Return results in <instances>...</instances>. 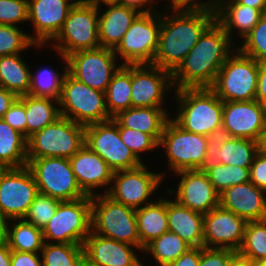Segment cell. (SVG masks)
Listing matches in <instances>:
<instances>
[{"label": "cell", "instance_id": "obj_1", "mask_svg": "<svg viewBox=\"0 0 266 266\" xmlns=\"http://www.w3.org/2000/svg\"><path fill=\"white\" fill-rule=\"evenodd\" d=\"M215 21V12L208 9L164 7L152 65L173 73Z\"/></svg>", "mask_w": 266, "mask_h": 266}, {"label": "cell", "instance_id": "obj_2", "mask_svg": "<svg viewBox=\"0 0 266 266\" xmlns=\"http://www.w3.org/2000/svg\"><path fill=\"white\" fill-rule=\"evenodd\" d=\"M236 48L215 21L172 73L174 89L211 88L219 70Z\"/></svg>", "mask_w": 266, "mask_h": 266}, {"label": "cell", "instance_id": "obj_3", "mask_svg": "<svg viewBox=\"0 0 266 266\" xmlns=\"http://www.w3.org/2000/svg\"><path fill=\"white\" fill-rule=\"evenodd\" d=\"M173 95L176 112L170 118L185 131L207 136L222 127L223 101L211 88L177 89Z\"/></svg>", "mask_w": 266, "mask_h": 266}, {"label": "cell", "instance_id": "obj_4", "mask_svg": "<svg viewBox=\"0 0 266 266\" xmlns=\"http://www.w3.org/2000/svg\"><path fill=\"white\" fill-rule=\"evenodd\" d=\"M91 231L141 249L136 210L115 201L106 193L91 196Z\"/></svg>", "mask_w": 266, "mask_h": 266}, {"label": "cell", "instance_id": "obj_5", "mask_svg": "<svg viewBox=\"0 0 266 266\" xmlns=\"http://www.w3.org/2000/svg\"><path fill=\"white\" fill-rule=\"evenodd\" d=\"M63 56L100 48L98 32V5L78 0L67 14V18L48 44Z\"/></svg>", "mask_w": 266, "mask_h": 266}, {"label": "cell", "instance_id": "obj_6", "mask_svg": "<svg viewBox=\"0 0 266 266\" xmlns=\"http://www.w3.org/2000/svg\"><path fill=\"white\" fill-rule=\"evenodd\" d=\"M84 142L85 126L61 116L27 139V158L69 159Z\"/></svg>", "mask_w": 266, "mask_h": 266}, {"label": "cell", "instance_id": "obj_7", "mask_svg": "<svg viewBox=\"0 0 266 266\" xmlns=\"http://www.w3.org/2000/svg\"><path fill=\"white\" fill-rule=\"evenodd\" d=\"M60 115L87 126L112 119L109 116L105 92L93 89L69 73L64 77L59 97Z\"/></svg>", "mask_w": 266, "mask_h": 266}, {"label": "cell", "instance_id": "obj_8", "mask_svg": "<svg viewBox=\"0 0 266 266\" xmlns=\"http://www.w3.org/2000/svg\"><path fill=\"white\" fill-rule=\"evenodd\" d=\"M259 62L237 48L218 72L211 89L223 101L255 100Z\"/></svg>", "mask_w": 266, "mask_h": 266}, {"label": "cell", "instance_id": "obj_9", "mask_svg": "<svg viewBox=\"0 0 266 266\" xmlns=\"http://www.w3.org/2000/svg\"><path fill=\"white\" fill-rule=\"evenodd\" d=\"M207 145L206 136L185 131L170 118L158 144L159 149H164L162 157H167L168 162L169 169L161 173L164 180L165 171L197 170L207 155Z\"/></svg>", "mask_w": 266, "mask_h": 266}, {"label": "cell", "instance_id": "obj_10", "mask_svg": "<svg viewBox=\"0 0 266 266\" xmlns=\"http://www.w3.org/2000/svg\"><path fill=\"white\" fill-rule=\"evenodd\" d=\"M161 12L139 14L113 50L122 65L153 64L159 41ZM119 56V57H118Z\"/></svg>", "mask_w": 266, "mask_h": 266}, {"label": "cell", "instance_id": "obj_11", "mask_svg": "<svg viewBox=\"0 0 266 266\" xmlns=\"http://www.w3.org/2000/svg\"><path fill=\"white\" fill-rule=\"evenodd\" d=\"M42 232L44 242L83 245L91 233V196L62 201Z\"/></svg>", "mask_w": 266, "mask_h": 266}, {"label": "cell", "instance_id": "obj_12", "mask_svg": "<svg viewBox=\"0 0 266 266\" xmlns=\"http://www.w3.org/2000/svg\"><path fill=\"white\" fill-rule=\"evenodd\" d=\"M27 160L39 193L60 201H74L87 196L76 181L69 159L44 157Z\"/></svg>", "mask_w": 266, "mask_h": 266}, {"label": "cell", "instance_id": "obj_13", "mask_svg": "<svg viewBox=\"0 0 266 266\" xmlns=\"http://www.w3.org/2000/svg\"><path fill=\"white\" fill-rule=\"evenodd\" d=\"M147 166L149 165L145 162L134 169L115 171L106 194L135 210L154 202L158 196L155 198L152 196L162 187L164 178L162 172L155 173L156 169L153 172Z\"/></svg>", "mask_w": 266, "mask_h": 266}, {"label": "cell", "instance_id": "obj_14", "mask_svg": "<svg viewBox=\"0 0 266 266\" xmlns=\"http://www.w3.org/2000/svg\"><path fill=\"white\" fill-rule=\"evenodd\" d=\"M84 144L101 156L114 172L134 169L144 163L123 143L113 118L85 126Z\"/></svg>", "mask_w": 266, "mask_h": 266}, {"label": "cell", "instance_id": "obj_15", "mask_svg": "<svg viewBox=\"0 0 266 266\" xmlns=\"http://www.w3.org/2000/svg\"><path fill=\"white\" fill-rule=\"evenodd\" d=\"M112 49L81 50L67 56L68 73L87 86L105 92L113 74L120 68Z\"/></svg>", "mask_w": 266, "mask_h": 266}, {"label": "cell", "instance_id": "obj_16", "mask_svg": "<svg viewBox=\"0 0 266 266\" xmlns=\"http://www.w3.org/2000/svg\"><path fill=\"white\" fill-rule=\"evenodd\" d=\"M30 169L0 168V211L8 219H22L38 194Z\"/></svg>", "mask_w": 266, "mask_h": 266}, {"label": "cell", "instance_id": "obj_17", "mask_svg": "<svg viewBox=\"0 0 266 266\" xmlns=\"http://www.w3.org/2000/svg\"><path fill=\"white\" fill-rule=\"evenodd\" d=\"M174 90L171 72L152 64L131 65L132 107H166L168 92L172 96Z\"/></svg>", "mask_w": 266, "mask_h": 266}, {"label": "cell", "instance_id": "obj_18", "mask_svg": "<svg viewBox=\"0 0 266 266\" xmlns=\"http://www.w3.org/2000/svg\"><path fill=\"white\" fill-rule=\"evenodd\" d=\"M176 179L180 180L174 186L167 188L166 192L180 205L202 214L209 213L219 206V193L209 181L206 173L197 170H181L175 172Z\"/></svg>", "mask_w": 266, "mask_h": 266}, {"label": "cell", "instance_id": "obj_19", "mask_svg": "<svg viewBox=\"0 0 266 266\" xmlns=\"http://www.w3.org/2000/svg\"><path fill=\"white\" fill-rule=\"evenodd\" d=\"M247 221L220 205L204 214L203 247L238 252Z\"/></svg>", "mask_w": 266, "mask_h": 266}, {"label": "cell", "instance_id": "obj_20", "mask_svg": "<svg viewBox=\"0 0 266 266\" xmlns=\"http://www.w3.org/2000/svg\"><path fill=\"white\" fill-rule=\"evenodd\" d=\"M78 0H28V23L33 25L31 40L48 46L62 28L67 14Z\"/></svg>", "mask_w": 266, "mask_h": 266}, {"label": "cell", "instance_id": "obj_21", "mask_svg": "<svg viewBox=\"0 0 266 266\" xmlns=\"http://www.w3.org/2000/svg\"><path fill=\"white\" fill-rule=\"evenodd\" d=\"M266 125V108L258 101L223 102L222 126L233 137L259 142Z\"/></svg>", "mask_w": 266, "mask_h": 266}, {"label": "cell", "instance_id": "obj_22", "mask_svg": "<svg viewBox=\"0 0 266 266\" xmlns=\"http://www.w3.org/2000/svg\"><path fill=\"white\" fill-rule=\"evenodd\" d=\"M69 162L79 187L86 195L100 194L97 190L101 187L103 194L108 192L114 171L101 156L84 144L69 158Z\"/></svg>", "mask_w": 266, "mask_h": 266}, {"label": "cell", "instance_id": "obj_23", "mask_svg": "<svg viewBox=\"0 0 266 266\" xmlns=\"http://www.w3.org/2000/svg\"><path fill=\"white\" fill-rule=\"evenodd\" d=\"M82 246L84 257L97 265L141 266L143 264L138 255L142 253L139 247L102 237L92 231Z\"/></svg>", "mask_w": 266, "mask_h": 266}, {"label": "cell", "instance_id": "obj_24", "mask_svg": "<svg viewBox=\"0 0 266 266\" xmlns=\"http://www.w3.org/2000/svg\"><path fill=\"white\" fill-rule=\"evenodd\" d=\"M219 205L247 222L266 219V191L251 181L225 189L219 194Z\"/></svg>", "mask_w": 266, "mask_h": 266}, {"label": "cell", "instance_id": "obj_25", "mask_svg": "<svg viewBox=\"0 0 266 266\" xmlns=\"http://www.w3.org/2000/svg\"><path fill=\"white\" fill-rule=\"evenodd\" d=\"M258 152L259 142L248 138L232 137L221 147L208 144L207 155L197 171L206 173L220 164L250 168Z\"/></svg>", "mask_w": 266, "mask_h": 266}, {"label": "cell", "instance_id": "obj_26", "mask_svg": "<svg viewBox=\"0 0 266 266\" xmlns=\"http://www.w3.org/2000/svg\"><path fill=\"white\" fill-rule=\"evenodd\" d=\"M139 14L136 10L118 5L115 2L99 4L98 32L100 47L114 50Z\"/></svg>", "mask_w": 266, "mask_h": 266}, {"label": "cell", "instance_id": "obj_27", "mask_svg": "<svg viewBox=\"0 0 266 266\" xmlns=\"http://www.w3.org/2000/svg\"><path fill=\"white\" fill-rule=\"evenodd\" d=\"M216 22L225 30L231 41L236 45L237 35L243 40L259 22L263 12L237 3L235 0H226L216 11ZM235 34V35H234ZM237 42H236V41Z\"/></svg>", "mask_w": 266, "mask_h": 266}, {"label": "cell", "instance_id": "obj_28", "mask_svg": "<svg viewBox=\"0 0 266 266\" xmlns=\"http://www.w3.org/2000/svg\"><path fill=\"white\" fill-rule=\"evenodd\" d=\"M167 107H131L121 111L113 120L119 128H129L150 134L158 143L170 119Z\"/></svg>", "mask_w": 266, "mask_h": 266}, {"label": "cell", "instance_id": "obj_29", "mask_svg": "<svg viewBox=\"0 0 266 266\" xmlns=\"http://www.w3.org/2000/svg\"><path fill=\"white\" fill-rule=\"evenodd\" d=\"M167 219L170 232L176 233L191 247H203L204 214L167 197Z\"/></svg>", "mask_w": 266, "mask_h": 266}, {"label": "cell", "instance_id": "obj_30", "mask_svg": "<svg viewBox=\"0 0 266 266\" xmlns=\"http://www.w3.org/2000/svg\"><path fill=\"white\" fill-rule=\"evenodd\" d=\"M167 193L159 196L154 202L136 209L137 230L141 243V251L154 239L168 229Z\"/></svg>", "mask_w": 266, "mask_h": 266}, {"label": "cell", "instance_id": "obj_31", "mask_svg": "<svg viewBox=\"0 0 266 266\" xmlns=\"http://www.w3.org/2000/svg\"><path fill=\"white\" fill-rule=\"evenodd\" d=\"M22 54L0 57V87L12 92L17 97L27 95L30 88V65Z\"/></svg>", "mask_w": 266, "mask_h": 266}, {"label": "cell", "instance_id": "obj_32", "mask_svg": "<svg viewBox=\"0 0 266 266\" xmlns=\"http://www.w3.org/2000/svg\"><path fill=\"white\" fill-rule=\"evenodd\" d=\"M27 164V139L1 118L0 168H21Z\"/></svg>", "mask_w": 266, "mask_h": 266}, {"label": "cell", "instance_id": "obj_33", "mask_svg": "<svg viewBox=\"0 0 266 266\" xmlns=\"http://www.w3.org/2000/svg\"><path fill=\"white\" fill-rule=\"evenodd\" d=\"M27 139L35 132L54 123L60 115L59 101L50 97L24 95Z\"/></svg>", "mask_w": 266, "mask_h": 266}, {"label": "cell", "instance_id": "obj_34", "mask_svg": "<svg viewBox=\"0 0 266 266\" xmlns=\"http://www.w3.org/2000/svg\"><path fill=\"white\" fill-rule=\"evenodd\" d=\"M6 244L12 251L40 253L44 244L42 229L23 218L10 219L7 225Z\"/></svg>", "mask_w": 266, "mask_h": 266}, {"label": "cell", "instance_id": "obj_35", "mask_svg": "<svg viewBox=\"0 0 266 266\" xmlns=\"http://www.w3.org/2000/svg\"><path fill=\"white\" fill-rule=\"evenodd\" d=\"M58 58L62 59L63 67L60 66L62 72H59L58 69L55 70L54 67H44L31 70L30 75V88L28 95L34 97H50L59 100L61 95V88L65 75L68 73V64L67 57L63 56L57 52Z\"/></svg>", "mask_w": 266, "mask_h": 266}, {"label": "cell", "instance_id": "obj_36", "mask_svg": "<svg viewBox=\"0 0 266 266\" xmlns=\"http://www.w3.org/2000/svg\"><path fill=\"white\" fill-rule=\"evenodd\" d=\"M105 100L111 118L132 107L131 65H121L113 74L105 91Z\"/></svg>", "mask_w": 266, "mask_h": 266}, {"label": "cell", "instance_id": "obj_37", "mask_svg": "<svg viewBox=\"0 0 266 266\" xmlns=\"http://www.w3.org/2000/svg\"><path fill=\"white\" fill-rule=\"evenodd\" d=\"M190 248L191 246L176 233L167 231L147 244L142 254H150L151 256H147L148 258L152 257L151 260L155 262L154 265L166 266L174 260H177Z\"/></svg>", "mask_w": 266, "mask_h": 266}, {"label": "cell", "instance_id": "obj_38", "mask_svg": "<svg viewBox=\"0 0 266 266\" xmlns=\"http://www.w3.org/2000/svg\"><path fill=\"white\" fill-rule=\"evenodd\" d=\"M40 255L43 266H80L84 252L79 244L44 242Z\"/></svg>", "mask_w": 266, "mask_h": 266}, {"label": "cell", "instance_id": "obj_39", "mask_svg": "<svg viewBox=\"0 0 266 266\" xmlns=\"http://www.w3.org/2000/svg\"><path fill=\"white\" fill-rule=\"evenodd\" d=\"M237 254L252 262L266 258V219L247 222L244 240Z\"/></svg>", "mask_w": 266, "mask_h": 266}, {"label": "cell", "instance_id": "obj_40", "mask_svg": "<svg viewBox=\"0 0 266 266\" xmlns=\"http://www.w3.org/2000/svg\"><path fill=\"white\" fill-rule=\"evenodd\" d=\"M28 33L18 26L0 24V57L23 54L29 48L45 49V46L36 45Z\"/></svg>", "mask_w": 266, "mask_h": 266}, {"label": "cell", "instance_id": "obj_41", "mask_svg": "<svg viewBox=\"0 0 266 266\" xmlns=\"http://www.w3.org/2000/svg\"><path fill=\"white\" fill-rule=\"evenodd\" d=\"M250 168L220 164L206 172L209 181L220 194L230 186L250 181Z\"/></svg>", "mask_w": 266, "mask_h": 266}, {"label": "cell", "instance_id": "obj_42", "mask_svg": "<svg viewBox=\"0 0 266 266\" xmlns=\"http://www.w3.org/2000/svg\"><path fill=\"white\" fill-rule=\"evenodd\" d=\"M237 49L258 62H266V13H263L259 22L242 40V44L237 46Z\"/></svg>", "mask_w": 266, "mask_h": 266}, {"label": "cell", "instance_id": "obj_43", "mask_svg": "<svg viewBox=\"0 0 266 266\" xmlns=\"http://www.w3.org/2000/svg\"><path fill=\"white\" fill-rule=\"evenodd\" d=\"M61 202L56 198L38 193L23 219L43 230Z\"/></svg>", "mask_w": 266, "mask_h": 266}, {"label": "cell", "instance_id": "obj_44", "mask_svg": "<svg viewBox=\"0 0 266 266\" xmlns=\"http://www.w3.org/2000/svg\"><path fill=\"white\" fill-rule=\"evenodd\" d=\"M119 134L123 143L140 161H143V153L159 150V143L150 134L129 128H119Z\"/></svg>", "mask_w": 266, "mask_h": 266}, {"label": "cell", "instance_id": "obj_45", "mask_svg": "<svg viewBox=\"0 0 266 266\" xmlns=\"http://www.w3.org/2000/svg\"><path fill=\"white\" fill-rule=\"evenodd\" d=\"M24 22H28V0H0V24L19 26Z\"/></svg>", "mask_w": 266, "mask_h": 266}, {"label": "cell", "instance_id": "obj_46", "mask_svg": "<svg viewBox=\"0 0 266 266\" xmlns=\"http://www.w3.org/2000/svg\"><path fill=\"white\" fill-rule=\"evenodd\" d=\"M237 252L230 249L200 247L199 266H229Z\"/></svg>", "mask_w": 266, "mask_h": 266}, {"label": "cell", "instance_id": "obj_47", "mask_svg": "<svg viewBox=\"0 0 266 266\" xmlns=\"http://www.w3.org/2000/svg\"><path fill=\"white\" fill-rule=\"evenodd\" d=\"M3 119L12 128L19 131L27 139L26 111L24 96L18 97L10 108L5 112Z\"/></svg>", "mask_w": 266, "mask_h": 266}, {"label": "cell", "instance_id": "obj_48", "mask_svg": "<svg viewBox=\"0 0 266 266\" xmlns=\"http://www.w3.org/2000/svg\"><path fill=\"white\" fill-rule=\"evenodd\" d=\"M250 181L258 188L266 191V154H256L249 169Z\"/></svg>", "mask_w": 266, "mask_h": 266}, {"label": "cell", "instance_id": "obj_49", "mask_svg": "<svg viewBox=\"0 0 266 266\" xmlns=\"http://www.w3.org/2000/svg\"><path fill=\"white\" fill-rule=\"evenodd\" d=\"M11 266H43L40 253L11 250Z\"/></svg>", "mask_w": 266, "mask_h": 266}, {"label": "cell", "instance_id": "obj_50", "mask_svg": "<svg viewBox=\"0 0 266 266\" xmlns=\"http://www.w3.org/2000/svg\"><path fill=\"white\" fill-rule=\"evenodd\" d=\"M116 4L136 10L140 14L157 11V0H115ZM157 4V5H156ZM157 6V7H156ZM148 7V8H147Z\"/></svg>", "mask_w": 266, "mask_h": 266}, {"label": "cell", "instance_id": "obj_51", "mask_svg": "<svg viewBox=\"0 0 266 266\" xmlns=\"http://www.w3.org/2000/svg\"><path fill=\"white\" fill-rule=\"evenodd\" d=\"M200 263V247H191L177 260L166 266H199Z\"/></svg>", "mask_w": 266, "mask_h": 266}, {"label": "cell", "instance_id": "obj_52", "mask_svg": "<svg viewBox=\"0 0 266 266\" xmlns=\"http://www.w3.org/2000/svg\"><path fill=\"white\" fill-rule=\"evenodd\" d=\"M255 100L266 108V62H259Z\"/></svg>", "mask_w": 266, "mask_h": 266}, {"label": "cell", "instance_id": "obj_53", "mask_svg": "<svg viewBox=\"0 0 266 266\" xmlns=\"http://www.w3.org/2000/svg\"><path fill=\"white\" fill-rule=\"evenodd\" d=\"M207 143L213 144V146L221 147L225 142L229 141L233 136L223 126L215 129L207 136Z\"/></svg>", "mask_w": 266, "mask_h": 266}, {"label": "cell", "instance_id": "obj_54", "mask_svg": "<svg viewBox=\"0 0 266 266\" xmlns=\"http://www.w3.org/2000/svg\"><path fill=\"white\" fill-rule=\"evenodd\" d=\"M18 97L12 92L0 87V119L3 118L5 112L15 102Z\"/></svg>", "mask_w": 266, "mask_h": 266}, {"label": "cell", "instance_id": "obj_55", "mask_svg": "<svg viewBox=\"0 0 266 266\" xmlns=\"http://www.w3.org/2000/svg\"><path fill=\"white\" fill-rule=\"evenodd\" d=\"M225 1L226 0H196V8L208 9L215 12Z\"/></svg>", "mask_w": 266, "mask_h": 266}, {"label": "cell", "instance_id": "obj_56", "mask_svg": "<svg viewBox=\"0 0 266 266\" xmlns=\"http://www.w3.org/2000/svg\"><path fill=\"white\" fill-rule=\"evenodd\" d=\"M0 266H11V249L6 243L0 244Z\"/></svg>", "mask_w": 266, "mask_h": 266}, {"label": "cell", "instance_id": "obj_57", "mask_svg": "<svg viewBox=\"0 0 266 266\" xmlns=\"http://www.w3.org/2000/svg\"><path fill=\"white\" fill-rule=\"evenodd\" d=\"M237 3L259 9L266 13V0H235Z\"/></svg>", "mask_w": 266, "mask_h": 266}, {"label": "cell", "instance_id": "obj_58", "mask_svg": "<svg viewBox=\"0 0 266 266\" xmlns=\"http://www.w3.org/2000/svg\"><path fill=\"white\" fill-rule=\"evenodd\" d=\"M166 1L170 4V5L168 4L166 7L170 8L171 7L196 8V0H166Z\"/></svg>", "mask_w": 266, "mask_h": 266}, {"label": "cell", "instance_id": "obj_59", "mask_svg": "<svg viewBox=\"0 0 266 266\" xmlns=\"http://www.w3.org/2000/svg\"><path fill=\"white\" fill-rule=\"evenodd\" d=\"M8 219L0 211V244L6 243Z\"/></svg>", "mask_w": 266, "mask_h": 266}, {"label": "cell", "instance_id": "obj_60", "mask_svg": "<svg viewBox=\"0 0 266 266\" xmlns=\"http://www.w3.org/2000/svg\"><path fill=\"white\" fill-rule=\"evenodd\" d=\"M229 266H254L253 262L240 257L238 254L232 259Z\"/></svg>", "mask_w": 266, "mask_h": 266}, {"label": "cell", "instance_id": "obj_61", "mask_svg": "<svg viewBox=\"0 0 266 266\" xmlns=\"http://www.w3.org/2000/svg\"><path fill=\"white\" fill-rule=\"evenodd\" d=\"M259 151L266 154V125L259 140Z\"/></svg>", "mask_w": 266, "mask_h": 266}, {"label": "cell", "instance_id": "obj_62", "mask_svg": "<svg viewBox=\"0 0 266 266\" xmlns=\"http://www.w3.org/2000/svg\"><path fill=\"white\" fill-rule=\"evenodd\" d=\"M80 266H101V265H97L95 263H92L90 260H88L87 258L83 257L82 261L80 263Z\"/></svg>", "mask_w": 266, "mask_h": 266}, {"label": "cell", "instance_id": "obj_63", "mask_svg": "<svg viewBox=\"0 0 266 266\" xmlns=\"http://www.w3.org/2000/svg\"><path fill=\"white\" fill-rule=\"evenodd\" d=\"M85 1L99 5L105 2H114L115 0H85Z\"/></svg>", "mask_w": 266, "mask_h": 266}, {"label": "cell", "instance_id": "obj_64", "mask_svg": "<svg viewBox=\"0 0 266 266\" xmlns=\"http://www.w3.org/2000/svg\"><path fill=\"white\" fill-rule=\"evenodd\" d=\"M254 266H266V258L253 262Z\"/></svg>", "mask_w": 266, "mask_h": 266}]
</instances>
